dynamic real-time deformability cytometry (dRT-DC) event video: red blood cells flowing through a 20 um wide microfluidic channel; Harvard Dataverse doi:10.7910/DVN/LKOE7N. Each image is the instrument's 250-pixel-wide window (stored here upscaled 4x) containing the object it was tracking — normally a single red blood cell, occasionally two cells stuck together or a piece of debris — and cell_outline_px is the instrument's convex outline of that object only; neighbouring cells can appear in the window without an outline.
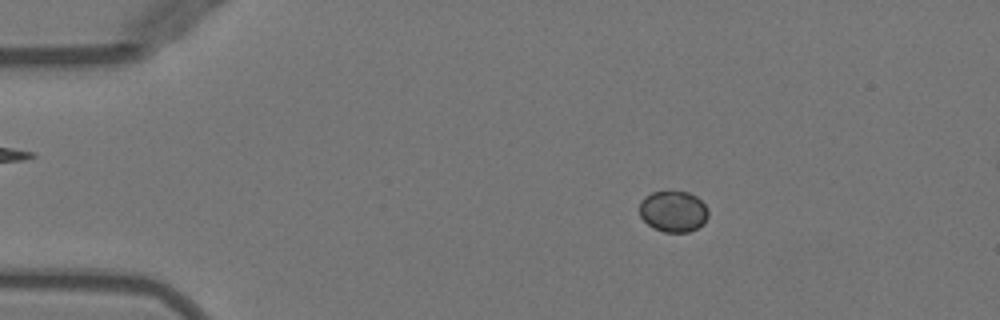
{"species": "Egyptian fruit bat (a non-hibernating species)", "species_latin": "Rousettus aegyptiacus", "temperature_condition": "warm", "stored_images_in_passage": 51, "camera_frame_rate_fps": 3000, "um_per_image_px": 0.085, "animal": {"sex": "female"}, "frame": {"image": 1, "passage_image": 9, "time_ms": 2.667, "image_size_px": [1000, 320], "cell_outline_px": [[708, 216], [704, 224], [688, 232], [664, 232], [652, 228], [640, 216], [640, 200], [644, 196], [652, 192], [688, 192], [696, 196], [708, 208]], "centroid_in_image_um": [57.22, 17.97], "position_along_channel_um": 27.8, "area_um2": 16.53}}
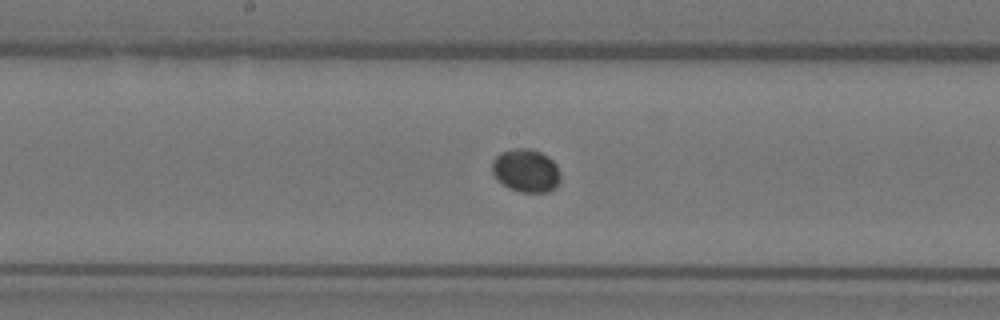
{"frame": {"image": 2, "passage_image": 27, "time_ms": 8.667, "image_size_px": [1000, 320], "cell_outline_px": [[560, 180], [556, 188], [548, 192], [520, 192], [508, 188], [496, 180], [492, 172], [492, 160], [500, 152], [516, 148], [528, 148], [540, 152], [548, 156], [556, 164], [560, 172]], "centroid_in_image_um": [44.7, 14.51], "position_along_channel_um": 203.5, "area_um2": 17.46}}
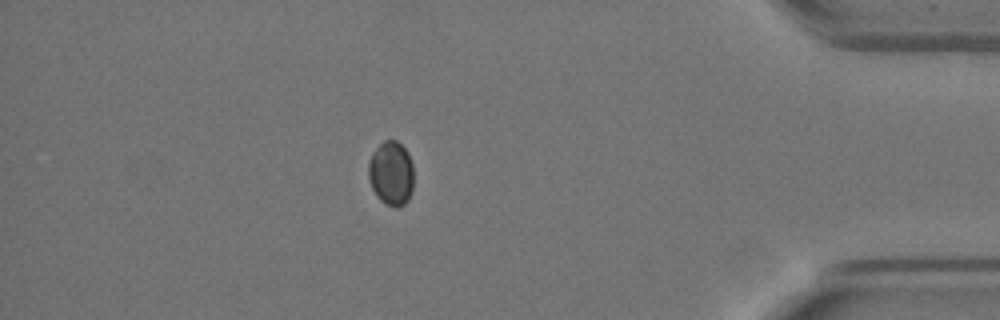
{"frame": {"image": 3, "passage_image": 45, "time_ms": 14.667, "image_size_px": [1000, 320], "cell_outline_px": [[412, 192], [408, 200], [404, 204], [396, 208], [384, 204], [376, 196], [372, 188], [368, 176], [368, 164], [372, 152], [384, 140], [396, 140], [408, 152], [412, 164]], "centroid_in_image_um": [33.23, 14.75], "position_along_channel_um": 402.0, "area_um2": 17.05}}